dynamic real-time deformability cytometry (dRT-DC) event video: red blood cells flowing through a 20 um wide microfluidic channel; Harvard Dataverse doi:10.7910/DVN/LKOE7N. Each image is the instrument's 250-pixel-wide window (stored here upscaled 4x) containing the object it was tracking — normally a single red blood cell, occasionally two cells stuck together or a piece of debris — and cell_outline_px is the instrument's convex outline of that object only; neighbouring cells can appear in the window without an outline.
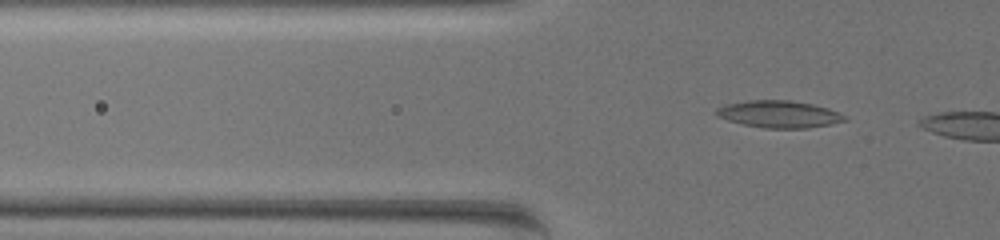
{"species": "common noctule bat (a hibernating species)", "species_latin": "Nyctalus noctula", "temperature_condition": "warm", "stored_images_in_passage": 8, "camera_frame_rate_fps": 3000, "um_per_image_px": 0.085, "animal": {"sex": "female", "body_mass_g": 19.5, "forearm_length_mm": 54.1}, "frame": {"image": 1, "passage_image": 4, "time_ms": 1.0, "image_size_px": [1000, 240], "cell_outline_px": [[848, 120], [832, 124], [808, 128], [764, 128], [744, 124], [728, 120], [716, 116], [716, 108], [724, 104], [748, 100], [788, 100], [812, 104], [828, 108], [840, 112], [848, 116]], "centroid_in_image_um": [66.25, 9.7], "position_along_channel_um": 59.6, "area_um2": 20.4}}